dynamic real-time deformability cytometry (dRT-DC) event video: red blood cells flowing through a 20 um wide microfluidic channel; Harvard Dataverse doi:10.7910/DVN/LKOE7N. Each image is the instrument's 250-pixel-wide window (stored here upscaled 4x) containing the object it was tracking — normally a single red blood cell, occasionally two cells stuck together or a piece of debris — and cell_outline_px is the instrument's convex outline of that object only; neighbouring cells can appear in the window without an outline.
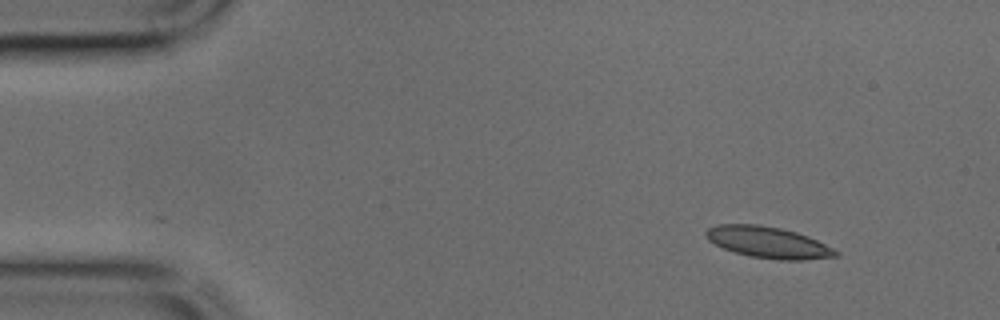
{"species": "common noctule bat (a hibernating species)", "species_latin": "Nyctalus noctula", "temperature_condition": "cold", "stored_images_in_passage": 41, "segment_of_instrument_passage": [1, 2], "camera_frame_rate_fps": 3000, "um_per_image_px": 0.085, "animal": {"sex": "male", "body_mass_g": 17.9, "forearm_length_mm": 54.2}, "frame": {"image": 1, "passage_image": 1, "time_ms": 0.0, "image_size_px": [1000, 320], "cell_outline_px": [[840, 252], [836, 256], [804, 260], [780, 260], [752, 256], [736, 252], [724, 248], [708, 240], [704, 236], [704, 232], [708, 228], [716, 224], [756, 224], [780, 228], [796, 232], [808, 236]], "centroid_in_image_um": [65.26, 20.59], "position_along_channel_um": 19.7, "area_um2": 23.47}}
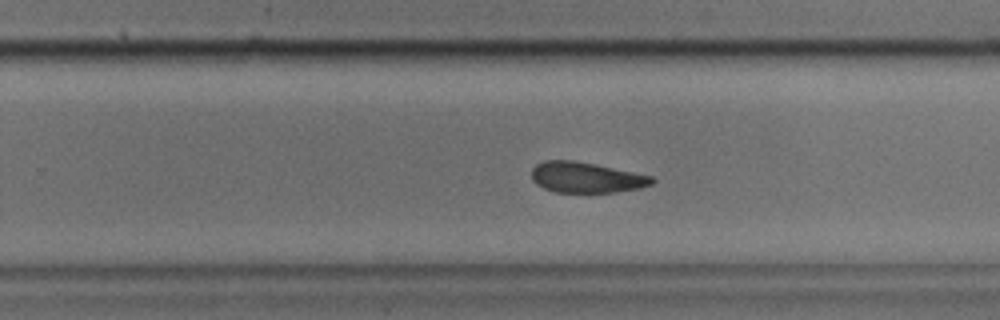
{"frame": {"image": 2, "passage_image": 24, "time_ms": 7.667, "image_size_px": [1000, 320], "cell_outline_px": [[656, 180], [652, 184], [640, 188], [616, 192], [556, 192], [544, 188], [536, 184], [532, 180], [532, 168], [536, 164], [544, 160], [576, 160], [596, 164], [652, 176]], "centroid_in_image_um": [49.82, 15.07], "position_along_channel_um": 280.0, "area_um2": 21.56}}
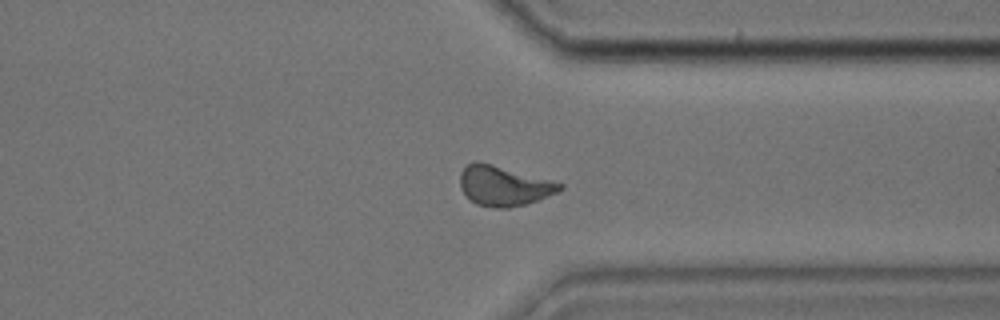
{"frame": {"image": 3, "passage_image": 30, "time_ms": 9.667, "image_size_px": [1000, 320], "cell_outline_px": [[564, 188], [556, 192], [536, 200], [524, 204], [508, 208], [496, 208], [476, 204], [468, 200], [460, 188], [460, 172], [468, 164], [492, 164], [552, 180], [564, 184]], "centroid_in_image_um": [42.81, 15.82], "position_along_channel_um": 368.6, "area_um2": 22.83}}